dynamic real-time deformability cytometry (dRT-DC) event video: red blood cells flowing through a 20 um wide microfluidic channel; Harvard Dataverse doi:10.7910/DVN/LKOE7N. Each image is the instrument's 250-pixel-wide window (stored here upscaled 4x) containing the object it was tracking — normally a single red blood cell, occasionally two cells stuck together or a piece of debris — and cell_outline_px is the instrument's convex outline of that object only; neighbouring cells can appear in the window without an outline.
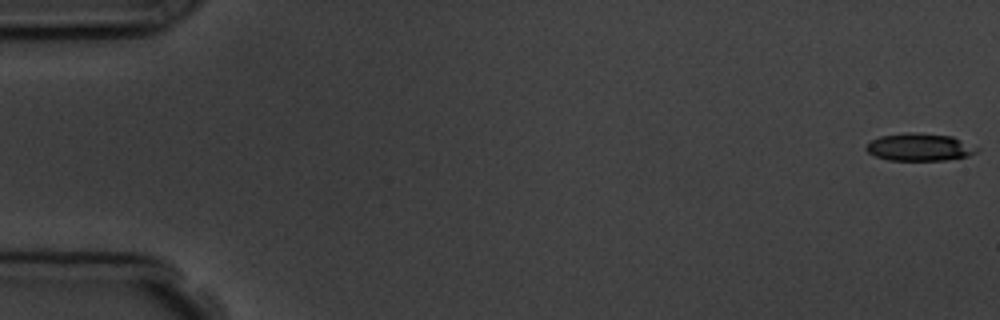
{"species": "common noctule bat (a hibernating species)", "species_latin": "Nyctalus noctula", "temperature_condition": "room temperature", "stored_images_in_passage": 8, "camera_frame_rate_fps": 3000, "um_per_image_px": 0.085, "animal": {"sex": "male", "body_mass_g": 19.5, "forearm_length_mm": 54.6}, "frame": {"image": 1, "passage_image": 1, "time_ms": 0.0, "image_size_px": [1000, 320], "cell_outline_px": [[980, 148], [976, 152], [968, 156], [948, 160], [888, 160], [876, 156], [868, 152], [864, 148], [872, 140], [880, 136], [904, 132], [912, 132], [952, 136]], "centroid_in_image_um": [78.17, 12.5], "position_along_channel_um": 6.8, "area_um2": 17.74}}
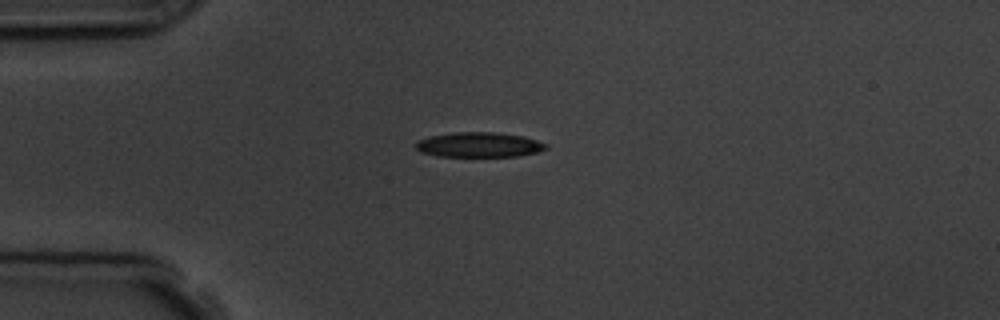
{"frame": {"image": 2, "passage_image": 4, "time_ms": 4.333, "image_size_px": [1000, 320], "cell_outline_px": [[548, 148], [536, 152], [516, 156], [436, 156], [420, 152], [416, 148], [416, 140], [432, 136], [452, 132], [496, 132], [524, 136], [548, 144]], "centroid_in_image_um": [40.71, 12.3], "position_along_channel_um": 44.3, "area_um2": 18.9}}